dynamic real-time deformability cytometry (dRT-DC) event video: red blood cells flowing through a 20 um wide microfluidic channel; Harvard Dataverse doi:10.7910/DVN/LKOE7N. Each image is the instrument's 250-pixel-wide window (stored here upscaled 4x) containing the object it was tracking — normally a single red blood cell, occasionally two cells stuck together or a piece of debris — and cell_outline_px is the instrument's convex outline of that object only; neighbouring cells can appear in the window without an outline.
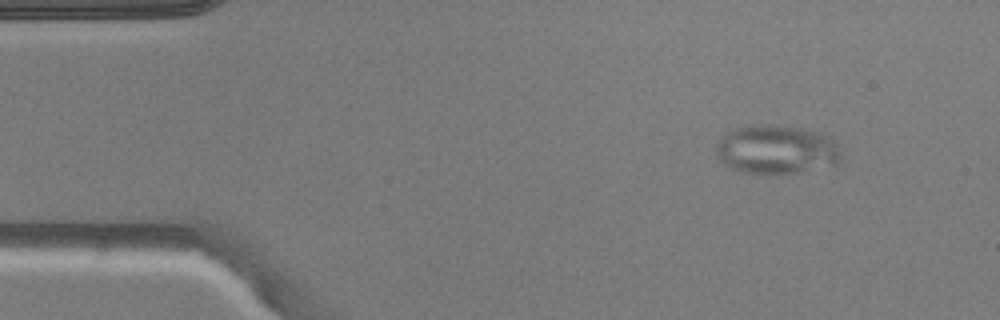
{"species": "common noctule bat (a hibernating species)", "species_latin": "Nyctalus noctula", "temperature_condition": "warm", "stored_images_in_passage": 3, "camera_frame_rate_fps": 3000, "um_per_image_px": 0.085, "animal": {"sex": "male", "body_mass_g": 20.5, "forearm_length_mm": 52.5}, "frame": {"image": 1, "passage_image": 1, "time_ms": 0.0, "image_size_px": [1000, 320], "cell_outline_px": [[840, 160], [836, 164], [800, 172], [740, 172], [732, 168], [720, 160], [716, 156], [716, 144], [732, 128], [748, 124], [768, 124], [800, 128], [816, 132], [828, 136], [836, 144], [840, 152]], "centroid_in_image_um": [65.96, 12.68], "position_along_channel_um": 19.0, "area_um2": 35.2}}